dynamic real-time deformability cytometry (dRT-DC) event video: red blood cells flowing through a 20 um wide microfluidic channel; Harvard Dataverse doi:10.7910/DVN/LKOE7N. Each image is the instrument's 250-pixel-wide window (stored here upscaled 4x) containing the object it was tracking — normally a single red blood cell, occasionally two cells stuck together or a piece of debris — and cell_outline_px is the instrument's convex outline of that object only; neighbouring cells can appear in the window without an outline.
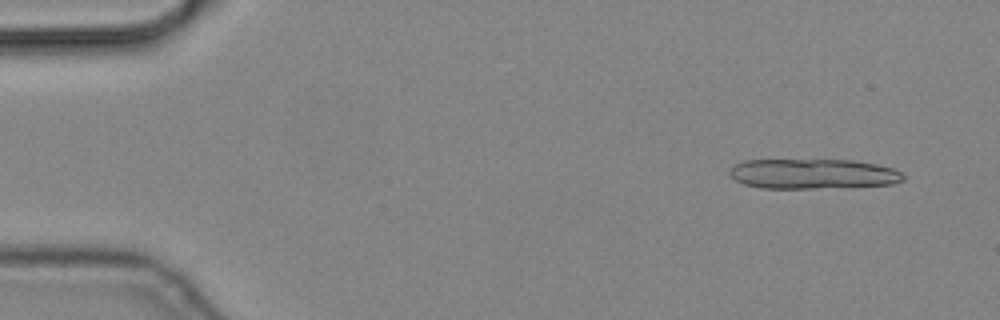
{"species": "common noctule bat (a hibernating species)", "species_latin": "Nyctalus noctula", "temperature_condition": "cold", "stored_images_in_passage": 6, "segment_of_instrument_passage": [1, 2], "camera_frame_rate_fps": 3000, "um_per_image_px": 0.085, "animal": {"sex": "male", "body_mass_g": 19.2, "forearm_length_mm": 51.8}, "frame": {"image": 1, "passage_image": 1, "time_ms": 0.0, "image_size_px": [1000, 320], "cell_outline_px": [[904, 180], [892, 184], [852, 188], [760, 188], [744, 184], [736, 180], [728, 172], [736, 164], [744, 160], [852, 160], [876, 164], [892, 168], [900, 172], [904, 176]], "centroid_in_image_um": [69.14, 14.79], "position_along_channel_um": 15.9, "area_um2": 30.63}}